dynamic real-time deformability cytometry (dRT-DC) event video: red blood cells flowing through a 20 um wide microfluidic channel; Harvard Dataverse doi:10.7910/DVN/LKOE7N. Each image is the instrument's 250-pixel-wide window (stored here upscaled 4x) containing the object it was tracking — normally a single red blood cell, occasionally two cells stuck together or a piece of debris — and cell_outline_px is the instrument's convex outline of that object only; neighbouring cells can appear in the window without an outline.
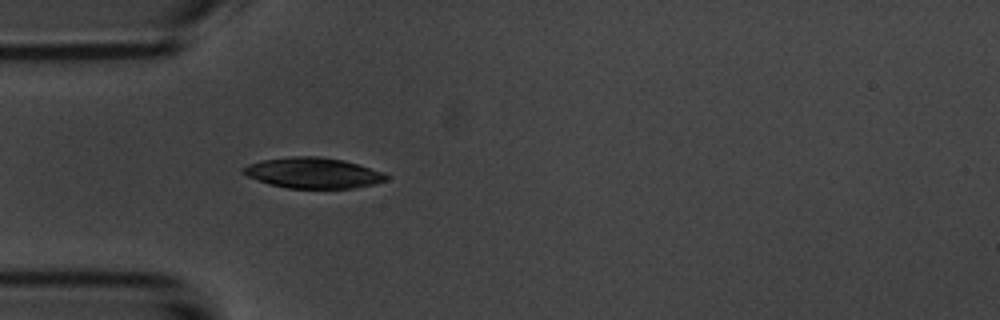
{"species": "common noctule bat (a hibernating species)", "species_latin": "Nyctalus noctula", "temperature_condition": "room temperature", "stored_images_in_passage": 39, "camera_frame_rate_fps": 3000, "um_per_image_px": 0.085, "animal": {"sex": "male", "body_mass_g": 20.1, "forearm_length_mm": 53.5}, "frame": {"image": 1, "passage_image": 1, "time_ms": 0.0, "image_size_px": [1000, 320], "cell_outline_px": [[388, 180], [372, 184], [352, 188], [288, 188], [268, 184], [248, 176], [240, 172], [248, 164], [264, 160], [292, 156], [320, 156], [344, 160], [384, 172], [388, 176]], "centroid_in_image_um": [26.62, 14.69], "position_along_channel_um": 58.4, "area_um2": 25.43}}
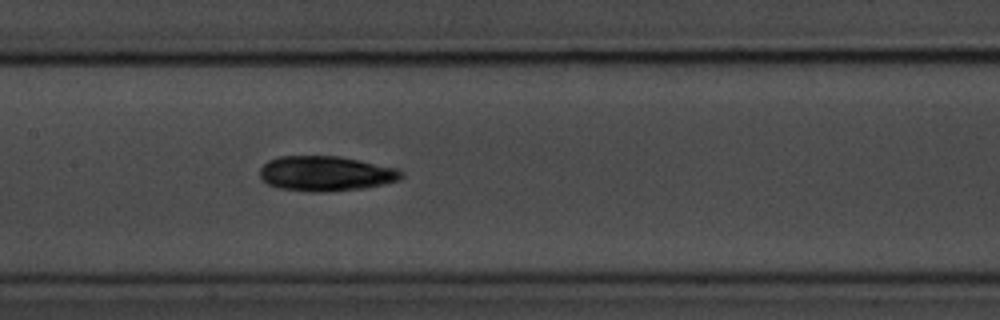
{"frame": {"image": 2, "passage_image": 11, "time_ms": 3.333, "image_size_px": [1000, 320], "cell_outline_px": [[404, 176], [400, 180], [384, 184], [364, 188], [324, 192], [312, 192], [276, 188], [268, 184], [260, 176], [260, 168], [268, 160], [280, 156], [340, 156], [400, 168], [404, 172]], "centroid_in_image_um": [27.74, 14.75], "position_along_channel_um": 179.7, "area_um2": 29.25}}
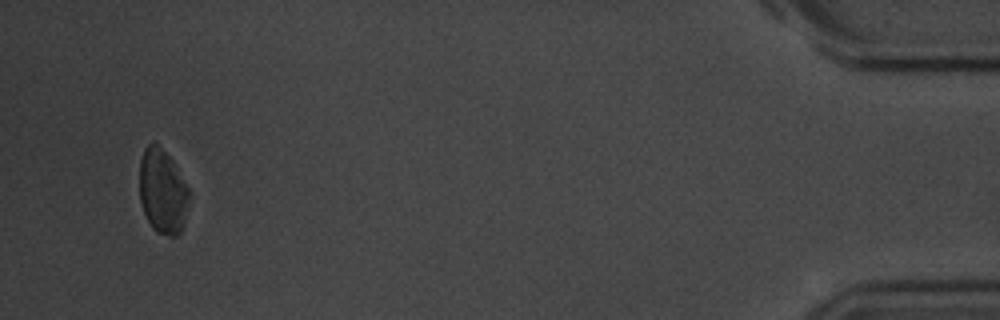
{"frame": {"image": 3, "passage_image": 37, "time_ms": 12.0, "image_size_px": [1000, 320], "cell_outline_px": [[192, 192], [184, 220], [180, 232], [176, 236], [168, 236], [156, 232], [152, 228], [144, 212], [140, 200], [140, 160], [144, 148], [152, 140], [172, 160]], "centroid_in_image_um": [13.84, 16.28], "position_along_channel_um": 421.4, "area_um2": 24.57}, "authors_computed_cell_mechanics": {"area_um2": 27.2238, "velocity_mm_per_s": 3.7073, "shape_relaxation_time_tau1_ms": 2.8614, "shape_relaxation_time_tau2_ms": 8.2197, "deformation_change_tau1": 0.1108, "deformation_change_tau2": 0.1562}}